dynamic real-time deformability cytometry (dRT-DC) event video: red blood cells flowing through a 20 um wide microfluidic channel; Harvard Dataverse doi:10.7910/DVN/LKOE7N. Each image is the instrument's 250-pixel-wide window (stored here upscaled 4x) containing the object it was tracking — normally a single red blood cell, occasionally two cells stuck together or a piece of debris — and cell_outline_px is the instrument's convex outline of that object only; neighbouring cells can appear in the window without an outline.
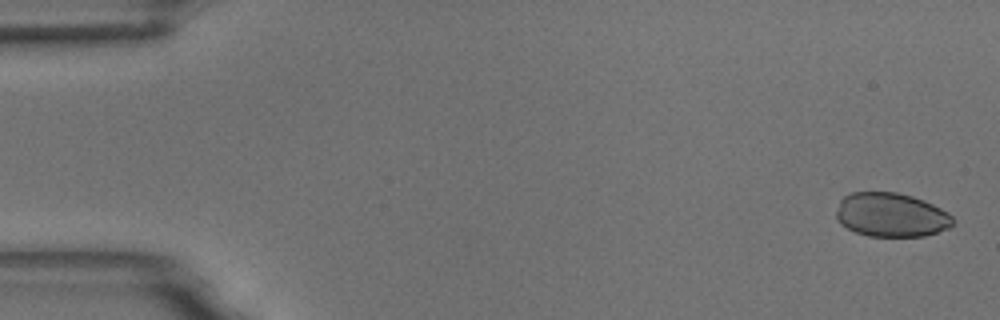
{"species": "common noctule bat (a hibernating species)", "species_latin": "Nyctalus noctula", "temperature_condition": "room temperature", "stored_images_in_passage": 59, "camera_frame_rate_fps": 3000, "um_per_image_px": 0.085, "animal": {"sex": "male", "body_mass_g": 18.8}, "frame": {"image": 1, "passage_image": 2, "time_ms": 0.333, "image_size_px": [1000, 320], "cell_outline_px": [[952, 224], [948, 228], [924, 236], [868, 236], [856, 232], [840, 224], [836, 220], [836, 212], [840, 200], [844, 196], [852, 192], [896, 192], [912, 196], [932, 204], [948, 212], [952, 216]], "centroid_in_image_um": [75.71, 18.26], "position_along_channel_um": 9.3, "area_um2": 29.82}}
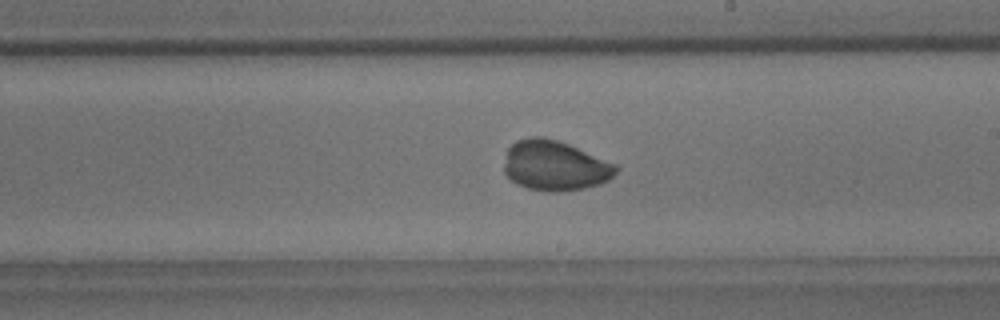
{"frame": {"image": 2, "passage_image": 34, "time_ms": 11.0, "image_size_px": [1000, 320], "cell_outline_px": [[620, 168], [608, 180], [600, 184], [584, 188], [560, 192], [544, 192], [528, 188], [516, 184], [504, 172], [504, 164], [508, 148], [516, 140], [528, 136], [544, 136], [568, 144], [616, 164]], "centroid_in_image_um": [47.15, 14.08], "position_along_channel_um": 241.9, "area_um2": 32.77}}
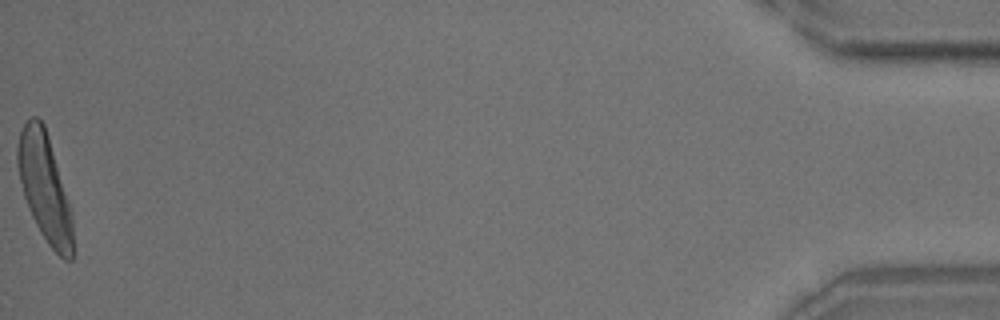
{"frame": {"image": 3, "passage_image": 59, "time_ms": 19.333, "image_size_px": [1000, 320], "cell_outline_px": [[72, 260], [64, 260], [48, 244], [40, 232], [28, 208], [24, 196], [16, 164], [16, 148], [20, 132], [24, 124], [32, 116], [36, 116], [44, 124], [48, 136], [72, 212]], "centroid_in_image_um": [3.77, 15.93], "position_along_channel_um": 431.4, "area_um2": 34.33}}